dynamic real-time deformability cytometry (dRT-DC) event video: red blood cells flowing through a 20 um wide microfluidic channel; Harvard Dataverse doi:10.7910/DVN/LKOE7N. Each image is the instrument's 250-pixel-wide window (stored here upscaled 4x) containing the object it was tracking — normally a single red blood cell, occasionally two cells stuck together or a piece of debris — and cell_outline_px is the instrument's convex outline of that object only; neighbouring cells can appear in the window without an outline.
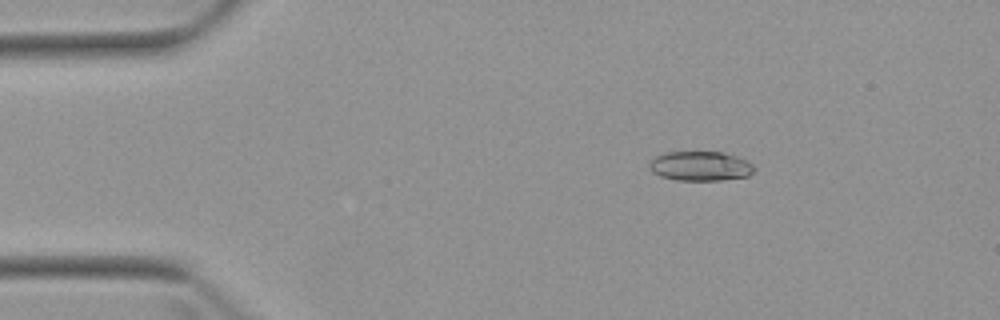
{"species": "Egyptian fruit bat (a non-hibernating species)", "species_latin": "Rousettus aegyptiacus", "temperature_condition": "warm", "stored_images_in_passage": 5, "camera_frame_rate_fps": 3000, "um_per_image_px": 0.085, "animal": {"sex": "female"}, "frame": {"image": 1, "passage_image": 3, "time_ms": 2.333, "image_size_px": [1000, 320], "cell_outline_px": [[756, 168], [748, 176], [720, 180], [676, 180], [660, 176], [652, 172], [648, 168], [648, 164], [656, 156], [664, 152], [724, 152], [748, 160]], "centroid_in_image_um": [59.52, 14.11], "position_along_channel_um": 25.5, "area_um2": 18.15}}